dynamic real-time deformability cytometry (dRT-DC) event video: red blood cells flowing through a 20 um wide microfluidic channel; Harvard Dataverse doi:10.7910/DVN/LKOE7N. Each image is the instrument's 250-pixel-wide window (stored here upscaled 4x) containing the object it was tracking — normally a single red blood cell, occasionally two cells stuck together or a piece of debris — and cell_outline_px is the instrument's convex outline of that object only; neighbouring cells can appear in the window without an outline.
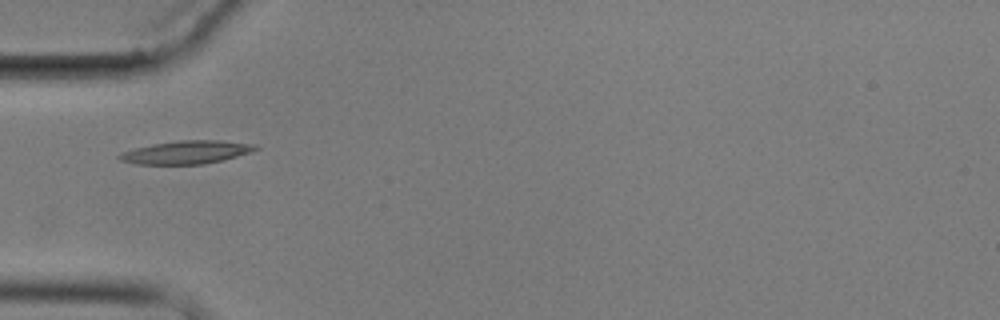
{"species": "common noctule bat (a hibernating species)", "species_latin": "Nyctalus noctula", "temperature_condition": "cold", "stored_images_in_passage": 14, "camera_frame_rate_fps": 3000, "um_per_image_px": 0.085, "animal": {"sex": "male", "body_mass_g": 17.9}, "frame": {"image": 1, "passage_image": 4, "time_ms": 4.333, "image_size_px": [1000, 320], "cell_outline_px": [[260, 148], [252, 152], [224, 160], [204, 164], [132, 164], [120, 160], [116, 156], [120, 152], [152, 144], [180, 140], [220, 140], [256, 144]], "centroid_in_image_um": [15.86, 12.94], "position_along_channel_um": 69.1, "area_um2": 18.55}}
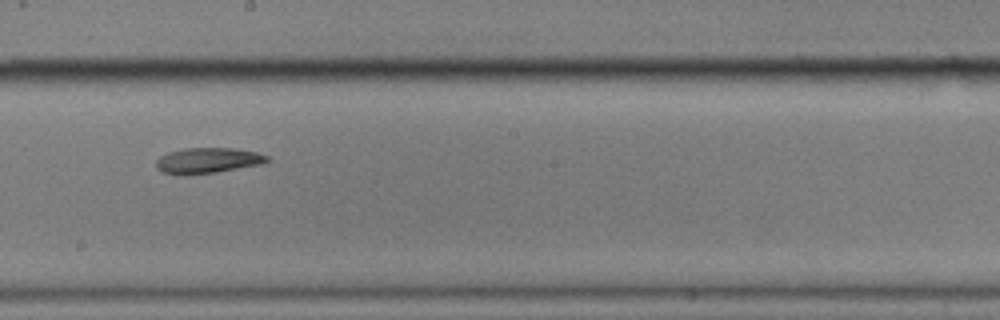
{"frame": {"image": 2, "passage_image": 8, "time_ms": 9.0, "image_size_px": [1000, 320], "cell_outline_px": [[268, 160], [264, 164], [216, 172], [188, 176], [176, 176], [164, 172], [156, 168], [156, 160], [160, 156], [168, 152], [184, 148], [236, 148], [256, 152], [268, 156]], "centroid_in_image_um": [17.62, 13.66], "position_along_channel_um": 230.6, "area_um2": 16.88}}
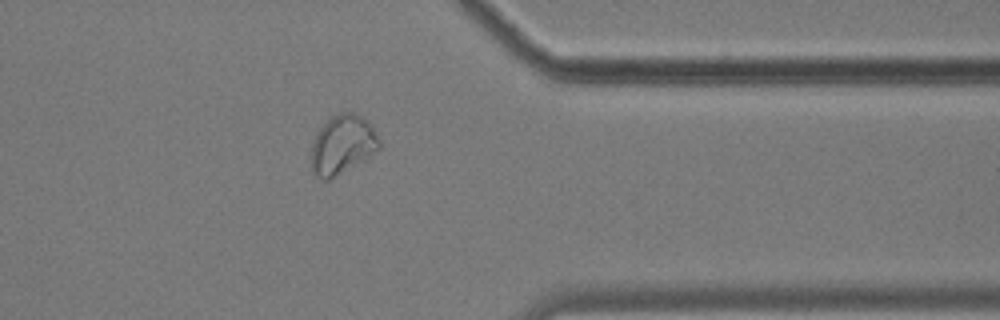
{"frame": {"image": 3, "passage_image": 12, "time_ms": 13.667, "image_size_px": [1000, 320], "cell_outline_px": [[380, 148], [328, 180], [324, 180], [316, 176], [312, 172], [312, 144], [320, 128], [332, 116], [340, 112], [352, 112], [364, 116], [380, 140]], "centroid_in_image_um": [29.1, 12.26], "position_along_channel_um": 382.3, "area_um2": 22.72}}